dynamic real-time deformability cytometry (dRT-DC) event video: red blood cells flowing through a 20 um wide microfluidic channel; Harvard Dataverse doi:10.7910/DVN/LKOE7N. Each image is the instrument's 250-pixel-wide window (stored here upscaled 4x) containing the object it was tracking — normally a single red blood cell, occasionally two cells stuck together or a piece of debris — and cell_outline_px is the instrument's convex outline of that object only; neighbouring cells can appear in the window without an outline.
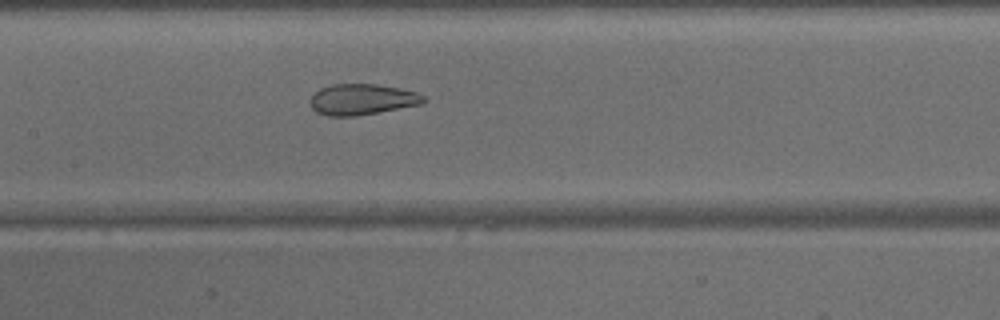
{"species": "common noctule bat (a hibernating species)", "species_latin": "Nyctalus noctula", "temperature_condition": "warm", "stored_images_in_passage": 43, "camera_frame_rate_fps": 3000, "um_per_image_px": 0.085, "animal": {"sex": "male", "body_mass_g": 15.6}, "frame": {"image": 1, "passage_image": 18, "time_ms": 5.667, "image_size_px": [1000, 320], "cell_outline_px": [[428, 100], [420, 104], [380, 112], [356, 116], [328, 116], [316, 112], [312, 108], [312, 96], [320, 88], [332, 84], [376, 84], [400, 88], [416, 92], [424, 96]], "centroid_in_image_um": [30.8, 8.45], "position_along_channel_um": 176.6, "area_um2": 20.35}}
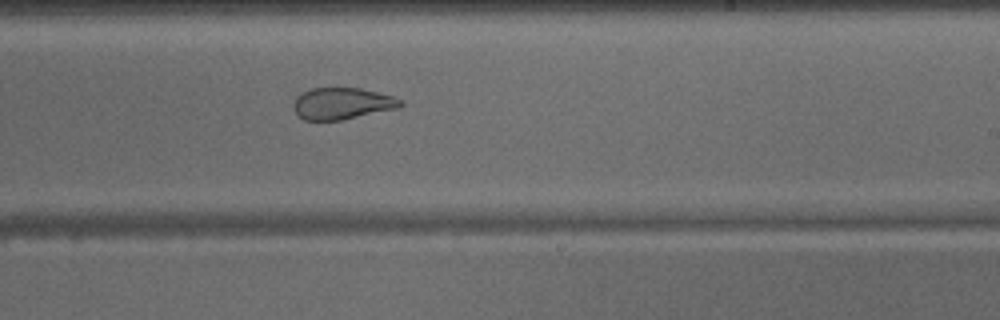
{"frame": {"image": 2, "passage_image": 24, "time_ms": 7.667, "image_size_px": [1000, 320], "cell_outline_px": [[404, 104], [400, 108], [340, 120], [304, 120], [292, 108], [292, 104], [296, 96], [300, 92], [308, 88], [360, 88], [392, 96], [400, 100]], "centroid_in_image_um": [29.04, 8.79], "position_along_channel_um": 260.0, "area_um2": 19.83}}
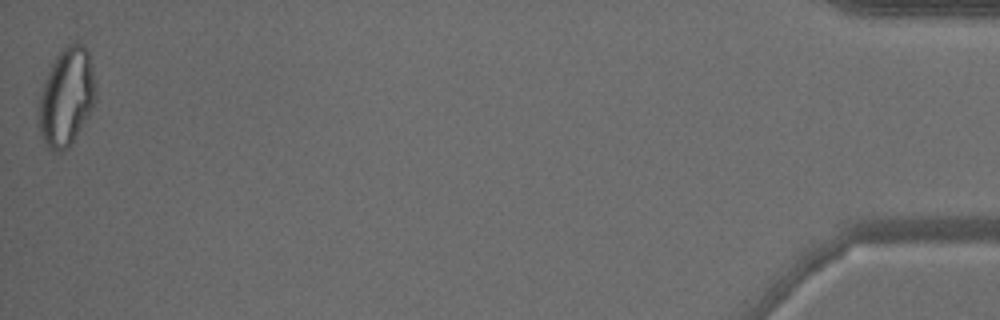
{"frame": {"image": 3, "passage_image": 43, "time_ms": 14.0, "image_size_px": [1000, 320], "cell_outline_px": [[96, 96], [92, 108], [88, 116], [72, 144], [68, 148], [60, 152], [52, 152], [44, 144], [40, 136], [36, 120], [36, 108], [44, 80], [56, 56], [68, 44], [84, 44], [88, 52], [92, 68]], "centroid_in_image_um": [5.59, 8.33], "position_along_channel_um": 429.6, "area_um2": 32.95}}